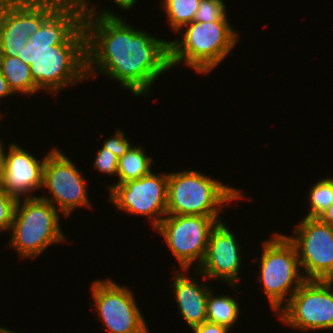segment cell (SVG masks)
Returning a JSON list of instances; mask_svg holds the SVG:
<instances>
[{"label": "cell", "mask_w": 333, "mask_h": 333, "mask_svg": "<svg viewBox=\"0 0 333 333\" xmlns=\"http://www.w3.org/2000/svg\"><path fill=\"white\" fill-rule=\"evenodd\" d=\"M92 296L98 318L109 333H150L132 291L110 279L94 280Z\"/></svg>", "instance_id": "10"}, {"label": "cell", "mask_w": 333, "mask_h": 333, "mask_svg": "<svg viewBox=\"0 0 333 333\" xmlns=\"http://www.w3.org/2000/svg\"><path fill=\"white\" fill-rule=\"evenodd\" d=\"M0 71L14 94L31 95L40 91L32 79L30 65L25 64L18 56H0Z\"/></svg>", "instance_id": "17"}, {"label": "cell", "mask_w": 333, "mask_h": 333, "mask_svg": "<svg viewBox=\"0 0 333 333\" xmlns=\"http://www.w3.org/2000/svg\"><path fill=\"white\" fill-rule=\"evenodd\" d=\"M191 330H193L194 333H228L230 329L216 323L205 321L202 324L194 326Z\"/></svg>", "instance_id": "26"}, {"label": "cell", "mask_w": 333, "mask_h": 333, "mask_svg": "<svg viewBox=\"0 0 333 333\" xmlns=\"http://www.w3.org/2000/svg\"><path fill=\"white\" fill-rule=\"evenodd\" d=\"M226 12L223 0H201L194 21L205 23L220 21Z\"/></svg>", "instance_id": "22"}, {"label": "cell", "mask_w": 333, "mask_h": 333, "mask_svg": "<svg viewBox=\"0 0 333 333\" xmlns=\"http://www.w3.org/2000/svg\"><path fill=\"white\" fill-rule=\"evenodd\" d=\"M272 237L263 242L258 281L262 282L272 311L277 314L306 279L299 273L297 250L287 235L276 232ZM287 294L290 296L286 299Z\"/></svg>", "instance_id": "6"}, {"label": "cell", "mask_w": 333, "mask_h": 333, "mask_svg": "<svg viewBox=\"0 0 333 333\" xmlns=\"http://www.w3.org/2000/svg\"><path fill=\"white\" fill-rule=\"evenodd\" d=\"M323 223L333 226V204L318 217Z\"/></svg>", "instance_id": "29"}, {"label": "cell", "mask_w": 333, "mask_h": 333, "mask_svg": "<svg viewBox=\"0 0 333 333\" xmlns=\"http://www.w3.org/2000/svg\"><path fill=\"white\" fill-rule=\"evenodd\" d=\"M128 138L125 137V133L123 131L117 130L111 138L105 140L102 147L108 149L113 154H115L118 158L122 157L132 146L129 143Z\"/></svg>", "instance_id": "25"}, {"label": "cell", "mask_w": 333, "mask_h": 333, "mask_svg": "<svg viewBox=\"0 0 333 333\" xmlns=\"http://www.w3.org/2000/svg\"><path fill=\"white\" fill-rule=\"evenodd\" d=\"M79 2L86 32L88 78L98 70L133 95L147 96L157 78L171 69L169 42L134 29L111 11L96 12L87 0Z\"/></svg>", "instance_id": "1"}, {"label": "cell", "mask_w": 333, "mask_h": 333, "mask_svg": "<svg viewBox=\"0 0 333 333\" xmlns=\"http://www.w3.org/2000/svg\"><path fill=\"white\" fill-rule=\"evenodd\" d=\"M18 57L30 65L36 86L53 95L88 80L86 32L79 1H65L32 34Z\"/></svg>", "instance_id": "2"}, {"label": "cell", "mask_w": 333, "mask_h": 333, "mask_svg": "<svg viewBox=\"0 0 333 333\" xmlns=\"http://www.w3.org/2000/svg\"><path fill=\"white\" fill-rule=\"evenodd\" d=\"M294 244L306 280H333V226L319 218L304 217L294 227Z\"/></svg>", "instance_id": "12"}, {"label": "cell", "mask_w": 333, "mask_h": 333, "mask_svg": "<svg viewBox=\"0 0 333 333\" xmlns=\"http://www.w3.org/2000/svg\"><path fill=\"white\" fill-rule=\"evenodd\" d=\"M6 171V153L4 150V144L0 140V185L2 184L4 174Z\"/></svg>", "instance_id": "28"}, {"label": "cell", "mask_w": 333, "mask_h": 333, "mask_svg": "<svg viewBox=\"0 0 333 333\" xmlns=\"http://www.w3.org/2000/svg\"><path fill=\"white\" fill-rule=\"evenodd\" d=\"M201 0H163V10L166 12L173 31L178 32L194 21Z\"/></svg>", "instance_id": "20"}, {"label": "cell", "mask_w": 333, "mask_h": 333, "mask_svg": "<svg viewBox=\"0 0 333 333\" xmlns=\"http://www.w3.org/2000/svg\"><path fill=\"white\" fill-rule=\"evenodd\" d=\"M211 291L207 298V321L231 329L240 314L239 303L227 295L213 296Z\"/></svg>", "instance_id": "19"}, {"label": "cell", "mask_w": 333, "mask_h": 333, "mask_svg": "<svg viewBox=\"0 0 333 333\" xmlns=\"http://www.w3.org/2000/svg\"><path fill=\"white\" fill-rule=\"evenodd\" d=\"M333 280H305L278 313L300 331L333 328Z\"/></svg>", "instance_id": "9"}, {"label": "cell", "mask_w": 333, "mask_h": 333, "mask_svg": "<svg viewBox=\"0 0 333 333\" xmlns=\"http://www.w3.org/2000/svg\"><path fill=\"white\" fill-rule=\"evenodd\" d=\"M42 187L48 188L52 198H40L50 202L58 211L60 209L64 216H69L76 207L91 208L83 175L75 163L56 148L46 155Z\"/></svg>", "instance_id": "13"}, {"label": "cell", "mask_w": 333, "mask_h": 333, "mask_svg": "<svg viewBox=\"0 0 333 333\" xmlns=\"http://www.w3.org/2000/svg\"><path fill=\"white\" fill-rule=\"evenodd\" d=\"M227 14L220 21H193L184 28L182 38L169 41L170 66L184 63L199 74H208L221 63L236 43V32L227 19Z\"/></svg>", "instance_id": "3"}, {"label": "cell", "mask_w": 333, "mask_h": 333, "mask_svg": "<svg viewBox=\"0 0 333 333\" xmlns=\"http://www.w3.org/2000/svg\"><path fill=\"white\" fill-rule=\"evenodd\" d=\"M16 202L0 185V232L11 229Z\"/></svg>", "instance_id": "23"}, {"label": "cell", "mask_w": 333, "mask_h": 333, "mask_svg": "<svg viewBox=\"0 0 333 333\" xmlns=\"http://www.w3.org/2000/svg\"><path fill=\"white\" fill-rule=\"evenodd\" d=\"M7 149L6 171L1 187L16 199H20L21 196L23 198L37 197L30 194L43 186V167L46 156L40 161L16 143H11Z\"/></svg>", "instance_id": "15"}, {"label": "cell", "mask_w": 333, "mask_h": 333, "mask_svg": "<svg viewBox=\"0 0 333 333\" xmlns=\"http://www.w3.org/2000/svg\"><path fill=\"white\" fill-rule=\"evenodd\" d=\"M220 221V217L167 214L155 229L187 272L193 262L198 263L195 269L203 262L210 233Z\"/></svg>", "instance_id": "8"}, {"label": "cell", "mask_w": 333, "mask_h": 333, "mask_svg": "<svg viewBox=\"0 0 333 333\" xmlns=\"http://www.w3.org/2000/svg\"><path fill=\"white\" fill-rule=\"evenodd\" d=\"M153 158L148 157L141 147H130L129 150L119 158L117 177L119 182H125L139 179L152 171Z\"/></svg>", "instance_id": "18"}, {"label": "cell", "mask_w": 333, "mask_h": 333, "mask_svg": "<svg viewBox=\"0 0 333 333\" xmlns=\"http://www.w3.org/2000/svg\"><path fill=\"white\" fill-rule=\"evenodd\" d=\"M106 187L110 191L109 201L117 209L148 216L154 228L167 215L168 173L156 175L151 171L139 179Z\"/></svg>", "instance_id": "11"}, {"label": "cell", "mask_w": 333, "mask_h": 333, "mask_svg": "<svg viewBox=\"0 0 333 333\" xmlns=\"http://www.w3.org/2000/svg\"><path fill=\"white\" fill-rule=\"evenodd\" d=\"M241 193L196 170L169 173L167 214L219 217L224 204L244 199Z\"/></svg>", "instance_id": "4"}, {"label": "cell", "mask_w": 333, "mask_h": 333, "mask_svg": "<svg viewBox=\"0 0 333 333\" xmlns=\"http://www.w3.org/2000/svg\"><path fill=\"white\" fill-rule=\"evenodd\" d=\"M66 0H6L0 4V56H18L29 37Z\"/></svg>", "instance_id": "7"}, {"label": "cell", "mask_w": 333, "mask_h": 333, "mask_svg": "<svg viewBox=\"0 0 333 333\" xmlns=\"http://www.w3.org/2000/svg\"><path fill=\"white\" fill-rule=\"evenodd\" d=\"M114 3H116L118 6H120L122 9H131L137 0H113Z\"/></svg>", "instance_id": "30"}, {"label": "cell", "mask_w": 333, "mask_h": 333, "mask_svg": "<svg viewBox=\"0 0 333 333\" xmlns=\"http://www.w3.org/2000/svg\"><path fill=\"white\" fill-rule=\"evenodd\" d=\"M0 333H15L14 331L8 330L6 328L0 327Z\"/></svg>", "instance_id": "31"}, {"label": "cell", "mask_w": 333, "mask_h": 333, "mask_svg": "<svg viewBox=\"0 0 333 333\" xmlns=\"http://www.w3.org/2000/svg\"><path fill=\"white\" fill-rule=\"evenodd\" d=\"M13 94V91L9 88L8 82L0 71V99L8 97Z\"/></svg>", "instance_id": "27"}, {"label": "cell", "mask_w": 333, "mask_h": 333, "mask_svg": "<svg viewBox=\"0 0 333 333\" xmlns=\"http://www.w3.org/2000/svg\"><path fill=\"white\" fill-rule=\"evenodd\" d=\"M17 199L10 231L9 246L21 257L35 258L49 245L65 242L59 212L39 197Z\"/></svg>", "instance_id": "5"}, {"label": "cell", "mask_w": 333, "mask_h": 333, "mask_svg": "<svg viewBox=\"0 0 333 333\" xmlns=\"http://www.w3.org/2000/svg\"><path fill=\"white\" fill-rule=\"evenodd\" d=\"M173 291L180 314L192 329L207 321V298L211 290L205 284H198L187 274L176 271Z\"/></svg>", "instance_id": "16"}, {"label": "cell", "mask_w": 333, "mask_h": 333, "mask_svg": "<svg viewBox=\"0 0 333 333\" xmlns=\"http://www.w3.org/2000/svg\"><path fill=\"white\" fill-rule=\"evenodd\" d=\"M310 209L305 217L318 218L333 204V178L330 176L317 181L308 196Z\"/></svg>", "instance_id": "21"}, {"label": "cell", "mask_w": 333, "mask_h": 333, "mask_svg": "<svg viewBox=\"0 0 333 333\" xmlns=\"http://www.w3.org/2000/svg\"><path fill=\"white\" fill-rule=\"evenodd\" d=\"M237 240L224 222H218L210 233L206 254L197 273L209 281L222 279L236 291L242 261Z\"/></svg>", "instance_id": "14"}, {"label": "cell", "mask_w": 333, "mask_h": 333, "mask_svg": "<svg viewBox=\"0 0 333 333\" xmlns=\"http://www.w3.org/2000/svg\"><path fill=\"white\" fill-rule=\"evenodd\" d=\"M118 160L119 158L115 154L102 147L97 151L93 166L102 173L117 176Z\"/></svg>", "instance_id": "24"}]
</instances>
